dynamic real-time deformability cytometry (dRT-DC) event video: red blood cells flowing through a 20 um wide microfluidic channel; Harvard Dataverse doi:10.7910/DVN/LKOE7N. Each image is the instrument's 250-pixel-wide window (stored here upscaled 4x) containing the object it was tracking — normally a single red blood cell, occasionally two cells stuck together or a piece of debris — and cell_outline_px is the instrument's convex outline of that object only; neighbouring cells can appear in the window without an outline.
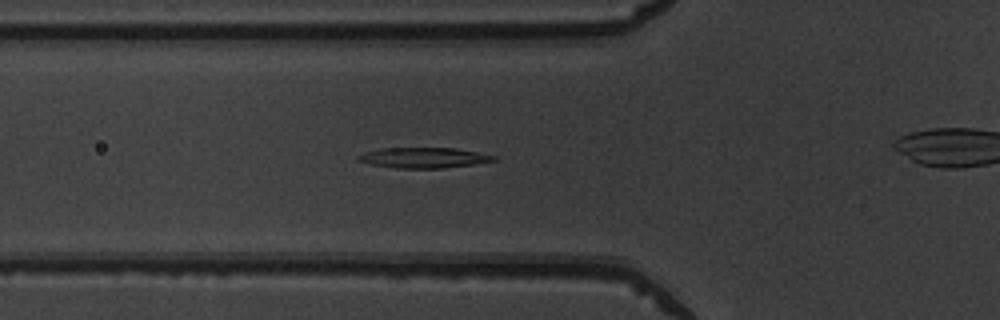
{"species": "common noctule bat (a hibernating species)", "species_latin": "Nyctalus noctula", "temperature_condition": "warm", "stored_images_in_passage": 45, "camera_frame_rate_fps": 3000, "um_per_image_px": 0.085, "animal": {"sex": "male", "body_mass_g": 19.5, "forearm_length_mm": 54.6}, "frame": {"image": 1, "passage_image": 19, "time_ms": 6.0, "image_size_px": [1000, 320], "cell_outline_px": [[500, 160], [444, 168], [396, 168], [372, 164], [360, 160], [356, 156], [364, 152], [380, 148], [456, 148], [496, 156]], "centroid_in_image_um": [36.05, 13.4], "position_along_channel_um": 89.8, "area_um2": 16.01}}
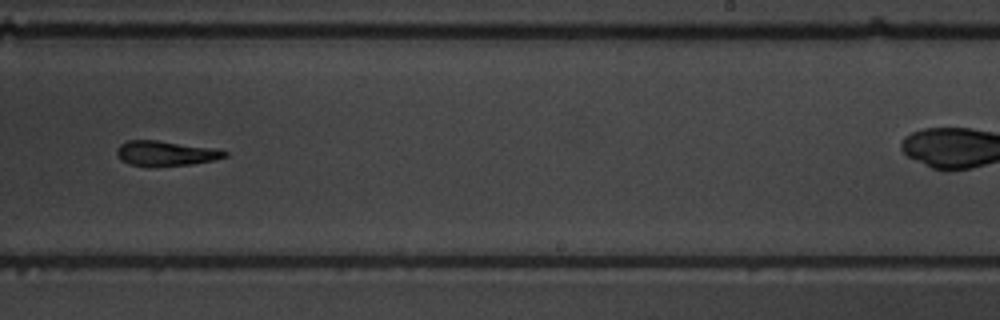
{"frame": {"image": 2, "passage_image": 33, "time_ms": 10.667, "image_size_px": [1000, 320], "cell_outline_px": [[228, 156], [212, 160], [188, 164], [128, 164], [120, 160], [116, 152], [116, 148], [120, 144], [128, 140], [156, 140], [212, 148], [228, 152]], "centroid_in_image_um": [14.04, 12.99], "position_along_channel_um": 275.0, "area_um2": 14.97}}
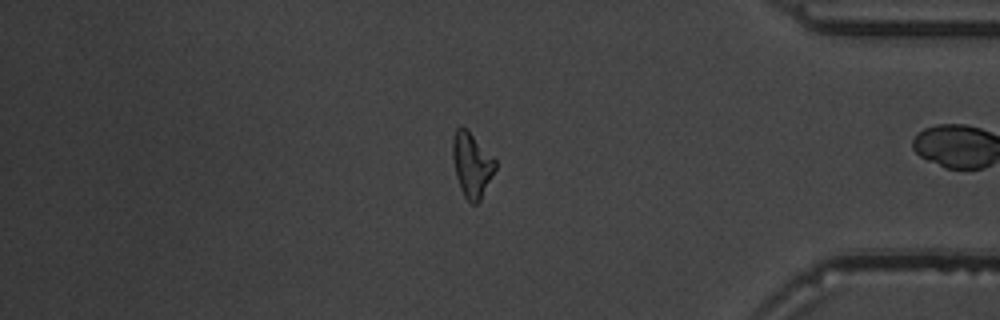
{"frame": {"image": 3, "passage_image": 44, "time_ms": 14.333, "image_size_px": [1000, 320], "cell_outline_px": [[496, 168], [480, 200], [476, 204], [472, 204], [464, 196], [460, 188], [456, 176], [452, 156], [452, 140], [456, 128], [460, 124], [468, 128], [496, 160]], "centroid_in_image_um": [40.09, 13.95], "position_along_channel_um": 395.1, "area_um2": 16.24}, "authors_computed_cell_mechanics": {"area_um2": 16.4152, "velocity_mm_per_s": 3.9782, "shape_relaxation_time_tau1_ms": 4.2172, "shape_relaxation_time_tau2_ms": 4.0955, "deformation_change_tau1": 0.166, "deformation_change_tau2": 0.1495}}